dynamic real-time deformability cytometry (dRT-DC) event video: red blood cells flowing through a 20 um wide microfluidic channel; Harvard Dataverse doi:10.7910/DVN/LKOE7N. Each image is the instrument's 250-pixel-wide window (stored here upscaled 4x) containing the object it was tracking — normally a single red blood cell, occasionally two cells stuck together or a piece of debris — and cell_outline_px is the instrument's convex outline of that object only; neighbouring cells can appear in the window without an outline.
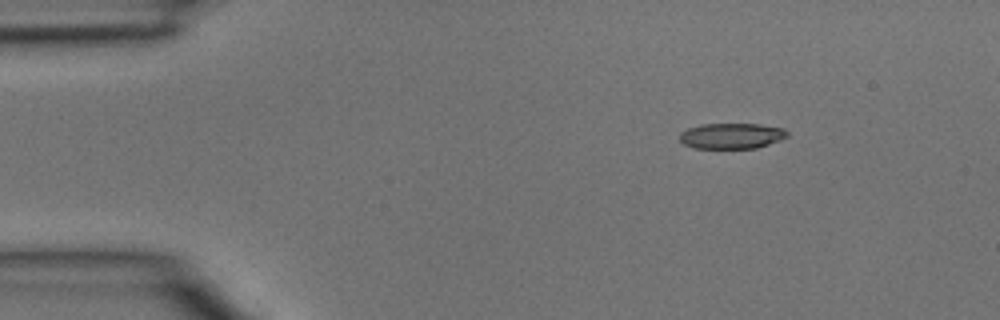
{"species": "common noctule bat (a hibernating species)", "species_latin": "Nyctalus noctula", "temperature_condition": "room temperature", "stored_images_in_passage": 4, "camera_frame_rate_fps": 3000, "um_per_image_px": 0.085, "animal": {"sex": "male", "body_mass_g": 15.6}, "frame": {"image": 1, "passage_image": 1, "time_ms": 0.0, "image_size_px": [1000, 320], "cell_outline_px": [[788, 136], [780, 140], [756, 148], [692, 148], [684, 144], [680, 140], [680, 132], [688, 128], [700, 124], [760, 124], [784, 128], [788, 132]], "centroid_in_image_um": [62.18, 11.54], "position_along_channel_um": 22.8, "area_um2": 16.13}}